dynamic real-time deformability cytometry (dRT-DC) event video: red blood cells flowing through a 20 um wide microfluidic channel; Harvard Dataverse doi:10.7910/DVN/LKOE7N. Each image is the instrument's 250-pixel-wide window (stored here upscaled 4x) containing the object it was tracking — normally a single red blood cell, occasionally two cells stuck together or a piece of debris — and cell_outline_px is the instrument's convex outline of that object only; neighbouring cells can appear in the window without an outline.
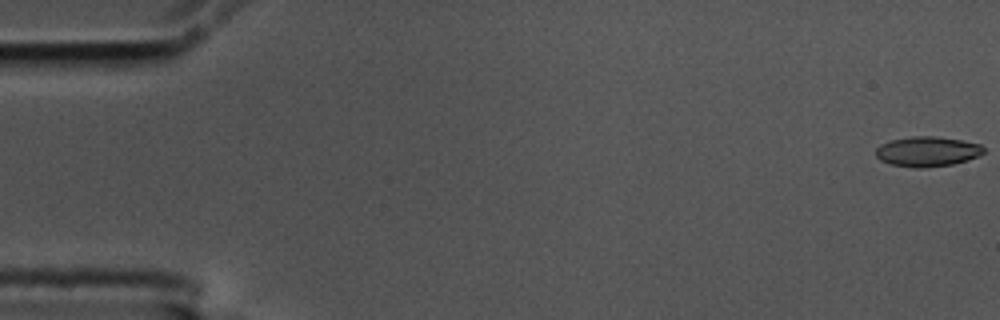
{"species": "common noctule bat (a hibernating species)", "species_latin": "Nyctalus noctula", "temperature_condition": "cold", "stored_images_in_passage": 57, "camera_frame_rate_fps": 3000, "um_per_image_px": 0.085, "animal": {"sex": "male", "body_mass_g": 17.5, "forearm_length_mm": 52.3}, "frame": {"image": 1, "passage_image": 1, "time_ms": 0.0, "image_size_px": [1000, 320], "cell_outline_px": [[984, 152], [980, 156], [968, 160], [952, 164], [920, 168], [916, 168], [892, 164], [880, 160], [876, 156], [876, 148], [880, 144], [892, 140], [912, 136], [936, 136], [960, 140], [980, 144], [984, 148]], "centroid_in_image_um": [78.83, 12.87], "position_along_channel_um": 6.2, "area_um2": 18.79}}
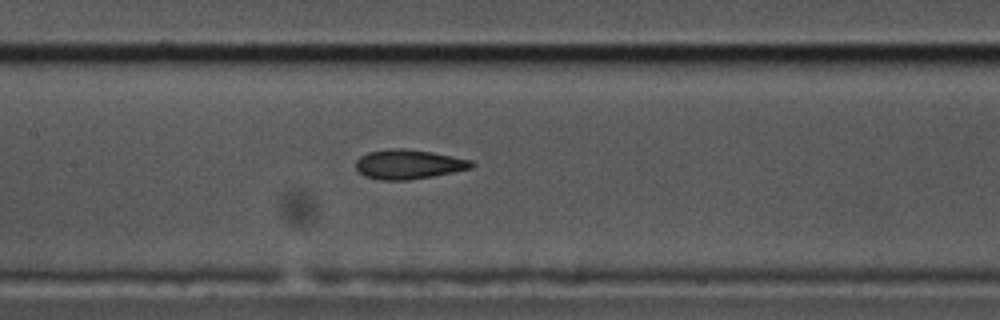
{"frame": {"image": 2, "passage_image": 27, "time_ms": 8.667, "image_size_px": [1000, 320], "cell_outline_px": [[476, 164], [472, 168], [432, 176], [408, 180], [380, 180], [364, 176], [356, 168], [356, 160], [360, 156], [368, 152], [388, 148], [404, 148], [432, 152], [472, 160]], "centroid_in_image_um": [34.72, 13.96], "position_along_channel_um": 172.7, "area_um2": 19.94}}
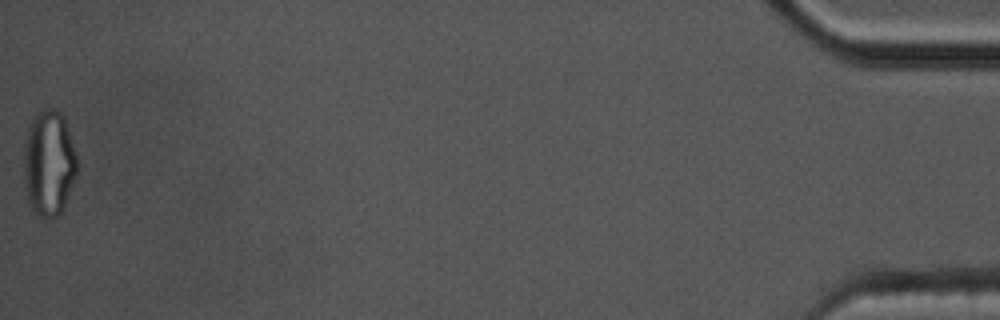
{"frame": {"image": 3, "passage_image": 57, "time_ms": 18.667, "image_size_px": [1000, 320], "cell_outline_px": [[76, 176], [64, 208], [56, 216], [36, 216], [32, 212], [28, 204], [24, 184], [24, 144], [28, 128], [36, 112], [40, 108], [52, 108], [60, 112], [64, 116], [76, 156]], "centroid_in_image_um": [4.13, 13.87], "position_along_channel_um": 431.1, "area_um2": 33.06}, "authors_computed_cell_mechanics": {"area_um2": 19.8254, "velocity_mm_per_s": 3.5808, "shape_relaxation_time_tau1_ms": 5.5081, "shape_relaxation_time_tau2_ms": 1.8805, "deformation_change_tau1": 0.1712, "deformation_change_tau2": 0.0947}}